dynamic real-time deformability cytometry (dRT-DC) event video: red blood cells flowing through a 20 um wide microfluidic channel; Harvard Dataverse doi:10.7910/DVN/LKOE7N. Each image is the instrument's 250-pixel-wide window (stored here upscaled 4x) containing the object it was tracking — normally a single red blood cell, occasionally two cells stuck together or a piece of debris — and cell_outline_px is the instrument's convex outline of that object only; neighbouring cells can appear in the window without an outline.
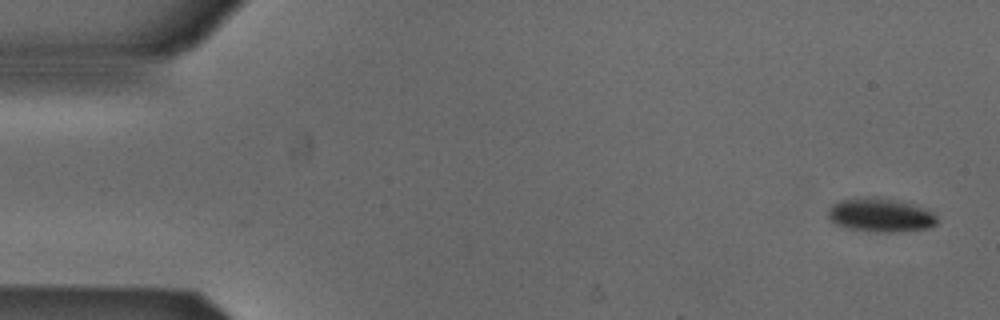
{"species": "Egyptian fruit bat (a non-hibernating species)", "species_latin": "Rousettus aegyptiacus", "temperature_condition": "cold", "stored_images_in_passage": 2, "camera_frame_rate_fps": 3000, "um_per_image_px": 0.085, "animal": {"sex": "male"}, "frame": {"image": 1, "passage_image": 2, "time_ms": 0.333, "image_size_px": [1000, 320], "cell_outline_px": [[936, 224], [928, 228], [900, 232], [868, 232], [848, 228], [836, 224], [828, 216], [828, 212], [832, 204], [840, 200], [868, 196], [876, 196], [908, 204], [932, 212], [936, 216]], "centroid_in_image_um": [74.79, 18.3], "position_along_channel_um": 10.2, "area_um2": 21.21}}